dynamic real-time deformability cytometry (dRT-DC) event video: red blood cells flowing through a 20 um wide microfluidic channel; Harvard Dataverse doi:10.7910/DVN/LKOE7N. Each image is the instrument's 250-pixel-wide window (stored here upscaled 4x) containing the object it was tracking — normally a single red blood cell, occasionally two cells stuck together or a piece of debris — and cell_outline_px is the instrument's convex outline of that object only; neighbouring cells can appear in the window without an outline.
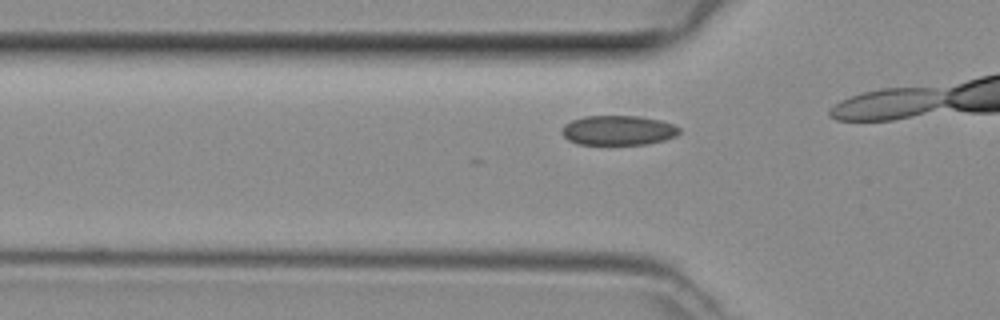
{"species": "common noctule bat (a hibernating species)", "species_latin": "Nyctalus noctula", "temperature_condition": "room temperature", "stored_images_in_passage": 7, "camera_frame_rate_fps": 3000, "um_per_image_px": 0.085, "animal": {"sex": "female", "body_mass_g": 29.2, "forearm_length_mm": 56.3}, "frame": {"image": 1, "passage_image": 5, "time_ms": 1.333, "image_size_px": [1000, 320], "cell_outline_px": [[680, 132], [676, 136], [664, 140], [648, 144], [576, 144], [568, 140], [560, 132], [560, 128], [564, 124], [572, 120], [584, 116], [636, 116], [660, 120], [672, 124], [680, 128]], "centroid_in_image_um": [52.51, 11.08], "position_along_channel_um": 73.3, "area_um2": 20.4}}